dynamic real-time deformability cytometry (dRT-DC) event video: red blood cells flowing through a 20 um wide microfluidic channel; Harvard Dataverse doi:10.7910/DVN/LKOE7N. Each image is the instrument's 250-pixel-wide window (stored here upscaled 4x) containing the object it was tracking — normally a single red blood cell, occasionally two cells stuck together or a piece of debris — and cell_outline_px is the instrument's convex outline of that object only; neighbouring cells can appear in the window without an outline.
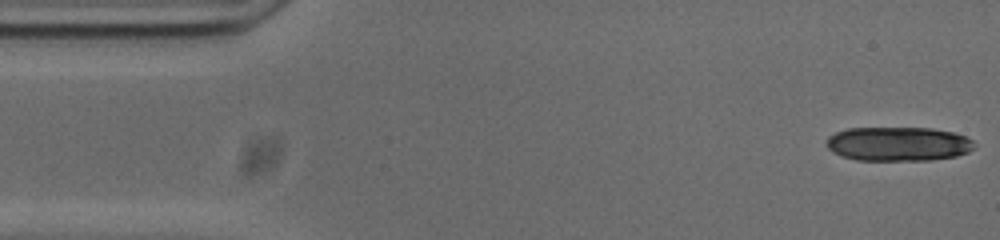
{"species": "common noctule bat (a hibernating species)", "species_latin": "Nyctalus noctula", "temperature_condition": "cold", "stored_images_in_passage": 10, "camera_frame_rate_fps": 3000, "um_per_image_px": 0.085, "animal": {"sex": "male", "body_mass_g": 20.0, "forearm_length_mm": 53.3}, "frame": {"image": 1, "passage_image": 1, "time_ms": 0.0, "image_size_px": [1000, 240], "cell_outline_px": [[976, 144], [968, 152], [956, 156], [928, 160], [856, 160], [840, 156], [832, 152], [828, 148], [828, 136], [836, 132], [848, 128], [932, 128], [952, 132], [964, 136], [972, 140]], "centroid_in_image_um": [76.34, 12.23], "position_along_channel_um": 8.7, "area_um2": 29.42}}